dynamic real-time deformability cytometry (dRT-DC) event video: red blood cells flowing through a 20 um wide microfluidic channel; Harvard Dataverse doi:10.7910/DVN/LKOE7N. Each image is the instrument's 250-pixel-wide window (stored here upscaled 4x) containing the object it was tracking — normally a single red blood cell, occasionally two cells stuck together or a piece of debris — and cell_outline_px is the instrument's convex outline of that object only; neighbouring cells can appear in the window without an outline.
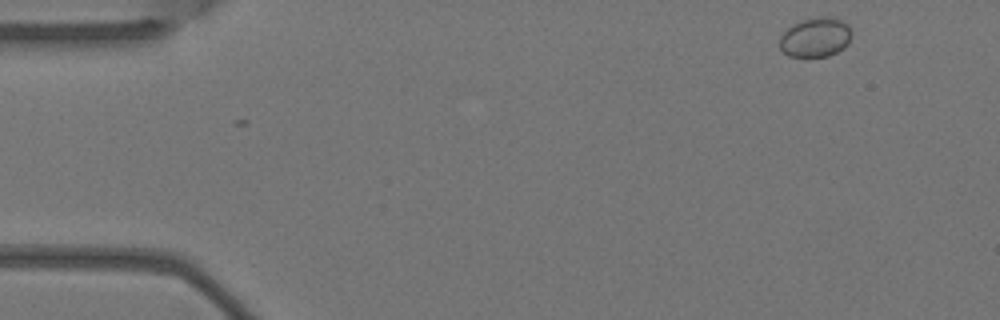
{"species": "Egyptian fruit bat (a non-hibernating species)", "species_latin": "Rousettus aegyptiacus", "temperature_condition": "warm", "stored_images_in_passage": 4, "camera_frame_rate_fps": 3000, "um_per_image_px": 0.085, "animal": {"sex": "female"}, "frame": {"image": 1, "passage_image": 1, "time_ms": 0.0, "image_size_px": [1000, 320], "cell_outline_px": [[852, 36], [848, 44], [844, 48], [828, 56], [808, 60], [788, 56], [780, 48], [780, 36], [792, 24], [800, 20], [820, 16], [836, 16], [848, 24], [852, 32]], "centroid_in_image_um": [69.33, 3.2], "position_along_channel_um": 15.7, "area_um2": 17.4}}
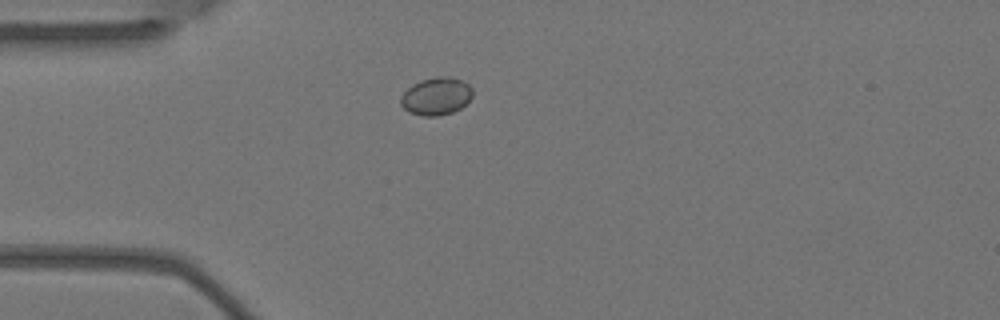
{"frame": {"image": 2, "passage_image": 4, "time_ms": 1.0, "image_size_px": [1000, 320], "cell_outline_px": [[472, 96], [460, 108], [452, 112], [436, 116], [420, 116], [408, 112], [400, 104], [400, 96], [412, 84], [420, 80], [436, 76], [448, 76], [460, 80], [468, 84], [472, 88]], "centroid_in_image_um": [37.04, 8.18], "position_along_channel_um": 48.0, "area_um2": 15.78}}